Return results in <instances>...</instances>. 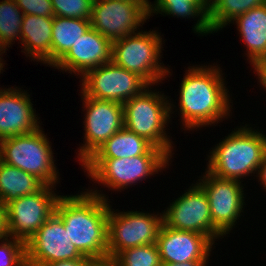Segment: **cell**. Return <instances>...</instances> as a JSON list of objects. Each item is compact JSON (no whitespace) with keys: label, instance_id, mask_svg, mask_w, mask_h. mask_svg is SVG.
Listing matches in <instances>:
<instances>
[{"label":"cell","instance_id":"cell-12","mask_svg":"<svg viewBox=\"0 0 266 266\" xmlns=\"http://www.w3.org/2000/svg\"><path fill=\"white\" fill-rule=\"evenodd\" d=\"M56 187L45 185L40 191L21 196L5 205L8 237L25 243L29 241L55 212L57 201L61 197Z\"/></svg>","mask_w":266,"mask_h":266},{"label":"cell","instance_id":"cell-31","mask_svg":"<svg viewBox=\"0 0 266 266\" xmlns=\"http://www.w3.org/2000/svg\"><path fill=\"white\" fill-rule=\"evenodd\" d=\"M253 74L258 78V85L261 86L264 90H266V58L259 61L253 68Z\"/></svg>","mask_w":266,"mask_h":266},{"label":"cell","instance_id":"cell-23","mask_svg":"<svg viewBox=\"0 0 266 266\" xmlns=\"http://www.w3.org/2000/svg\"><path fill=\"white\" fill-rule=\"evenodd\" d=\"M44 186L37 177L0 160V203L3 206L21 196L34 194Z\"/></svg>","mask_w":266,"mask_h":266},{"label":"cell","instance_id":"cell-38","mask_svg":"<svg viewBox=\"0 0 266 266\" xmlns=\"http://www.w3.org/2000/svg\"><path fill=\"white\" fill-rule=\"evenodd\" d=\"M131 1H150V0H131Z\"/></svg>","mask_w":266,"mask_h":266},{"label":"cell","instance_id":"cell-26","mask_svg":"<svg viewBox=\"0 0 266 266\" xmlns=\"http://www.w3.org/2000/svg\"><path fill=\"white\" fill-rule=\"evenodd\" d=\"M24 13L15 0H0V44L8 50L21 43V27Z\"/></svg>","mask_w":266,"mask_h":266},{"label":"cell","instance_id":"cell-28","mask_svg":"<svg viewBox=\"0 0 266 266\" xmlns=\"http://www.w3.org/2000/svg\"><path fill=\"white\" fill-rule=\"evenodd\" d=\"M54 16L90 20L94 0H51Z\"/></svg>","mask_w":266,"mask_h":266},{"label":"cell","instance_id":"cell-3","mask_svg":"<svg viewBox=\"0 0 266 266\" xmlns=\"http://www.w3.org/2000/svg\"><path fill=\"white\" fill-rule=\"evenodd\" d=\"M242 124L209 150L206 169L212 174L241 182L249 176L256 178L266 152V134L259 127Z\"/></svg>","mask_w":266,"mask_h":266},{"label":"cell","instance_id":"cell-8","mask_svg":"<svg viewBox=\"0 0 266 266\" xmlns=\"http://www.w3.org/2000/svg\"><path fill=\"white\" fill-rule=\"evenodd\" d=\"M119 211L110 204L108 214V257L115 258L125 249L156 243L163 224L161 212Z\"/></svg>","mask_w":266,"mask_h":266},{"label":"cell","instance_id":"cell-34","mask_svg":"<svg viewBox=\"0 0 266 266\" xmlns=\"http://www.w3.org/2000/svg\"><path fill=\"white\" fill-rule=\"evenodd\" d=\"M256 177H257L256 179H258V184H260V186L262 185L261 187H263L262 189H265L264 192L266 193V152L263 156V159L260 164Z\"/></svg>","mask_w":266,"mask_h":266},{"label":"cell","instance_id":"cell-9","mask_svg":"<svg viewBox=\"0 0 266 266\" xmlns=\"http://www.w3.org/2000/svg\"><path fill=\"white\" fill-rule=\"evenodd\" d=\"M198 178L196 183L204 190L209 201L213 227L226 238L244 214L247 205L244 192L246 185L239 180L218 177L206 168Z\"/></svg>","mask_w":266,"mask_h":266},{"label":"cell","instance_id":"cell-19","mask_svg":"<svg viewBox=\"0 0 266 266\" xmlns=\"http://www.w3.org/2000/svg\"><path fill=\"white\" fill-rule=\"evenodd\" d=\"M230 24L237 26V34L246 49L244 57L252 69L266 58V4L250 9Z\"/></svg>","mask_w":266,"mask_h":266},{"label":"cell","instance_id":"cell-24","mask_svg":"<svg viewBox=\"0 0 266 266\" xmlns=\"http://www.w3.org/2000/svg\"><path fill=\"white\" fill-rule=\"evenodd\" d=\"M91 27L90 20L54 16L51 38V68Z\"/></svg>","mask_w":266,"mask_h":266},{"label":"cell","instance_id":"cell-33","mask_svg":"<svg viewBox=\"0 0 266 266\" xmlns=\"http://www.w3.org/2000/svg\"><path fill=\"white\" fill-rule=\"evenodd\" d=\"M85 266H118L115 258L105 257L98 259H90Z\"/></svg>","mask_w":266,"mask_h":266},{"label":"cell","instance_id":"cell-6","mask_svg":"<svg viewBox=\"0 0 266 266\" xmlns=\"http://www.w3.org/2000/svg\"><path fill=\"white\" fill-rule=\"evenodd\" d=\"M162 36L158 30H141L113 41L112 61L157 87L172 76L171 65L165 66L161 62L165 46Z\"/></svg>","mask_w":266,"mask_h":266},{"label":"cell","instance_id":"cell-30","mask_svg":"<svg viewBox=\"0 0 266 266\" xmlns=\"http://www.w3.org/2000/svg\"><path fill=\"white\" fill-rule=\"evenodd\" d=\"M24 15L54 17L51 0H15Z\"/></svg>","mask_w":266,"mask_h":266},{"label":"cell","instance_id":"cell-1","mask_svg":"<svg viewBox=\"0 0 266 266\" xmlns=\"http://www.w3.org/2000/svg\"><path fill=\"white\" fill-rule=\"evenodd\" d=\"M207 64H193L186 68L178 89L177 106L176 101L169 96L171 122L173 115H176L174 112H178L181 129L189 131L188 133L202 130L204 127L217 126L228 120L234 109L225 72L223 73L222 68L215 62L213 65Z\"/></svg>","mask_w":266,"mask_h":266},{"label":"cell","instance_id":"cell-17","mask_svg":"<svg viewBox=\"0 0 266 266\" xmlns=\"http://www.w3.org/2000/svg\"><path fill=\"white\" fill-rule=\"evenodd\" d=\"M156 245L162 264L210 261L211 252L216 247L203 234L176 230L164 224H162L158 233Z\"/></svg>","mask_w":266,"mask_h":266},{"label":"cell","instance_id":"cell-14","mask_svg":"<svg viewBox=\"0 0 266 266\" xmlns=\"http://www.w3.org/2000/svg\"><path fill=\"white\" fill-rule=\"evenodd\" d=\"M191 184L162 211L163 224L203 234L217 245L215 241L224 237L213 227L207 195L196 182Z\"/></svg>","mask_w":266,"mask_h":266},{"label":"cell","instance_id":"cell-36","mask_svg":"<svg viewBox=\"0 0 266 266\" xmlns=\"http://www.w3.org/2000/svg\"><path fill=\"white\" fill-rule=\"evenodd\" d=\"M209 261H187L183 263L162 264V266H208Z\"/></svg>","mask_w":266,"mask_h":266},{"label":"cell","instance_id":"cell-32","mask_svg":"<svg viewBox=\"0 0 266 266\" xmlns=\"http://www.w3.org/2000/svg\"><path fill=\"white\" fill-rule=\"evenodd\" d=\"M89 260H90L89 258H78V259L57 261L53 263L43 264L40 266H85V264Z\"/></svg>","mask_w":266,"mask_h":266},{"label":"cell","instance_id":"cell-16","mask_svg":"<svg viewBox=\"0 0 266 266\" xmlns=\"http://www.w3.org/2000/svg\"><path fill=\"white\" fill-rule=\"evenodd\" d=\"M28 90L0 87V140L32 133L41 127Z\"/></svg>","mask_w":266,"mask_h":266},{"label":"cell","instance_id":"cell-2","mask_svg":"<svg viewBox=\"0 0 266 266\" xmlns=\"http://www.w3.org/2000/svg\"><path fill=\"white\" fill-rule=\"evenodd\" d=\"M99 189L95 185L84 192L79 190L74 195L63 194L55 207L71 243L89 259L108 257V214L111 199Z\"/></svg>","mask_w":266,"mask_h":266},{"label":"cell","instance_id":"cell-10","mask_svg":"<svg viewBox=\"0 0 266 266\" xmlns=\"http://www.w3.org/2000/svg\"><path fill=\"white\" fill-rule=\"evenodd\" d=\"M150 1L94 0L91 27L111 42L141 31L149 17Z\"/></svg>","mask_w":266,"mask_h":266},{"label":"cell","instance_id":"cell-22","mask_svg":"<svg viewBox=\"0 0 266 266\" xmlns=\"http://www.w3.org/2000/svg\"><path fill=\"white\" fill-rule=\"evenodd\" d=\"M153 145L123 127L103 143L88 159L131 158L145 155Z\"/></svg>","mask_w":266,"mask_h":266},{"label":"cell","instance_id":"cell-35","mask_svg":"<svg viewBox=\"0 0 266 266\" xmlns=\"http://www.w3.org/2000/svg\"><path fill=\"white\" fill-rule=\"evenodd\" d=\"M8 237L5 206L0 203V241Z\"/></svg>","mask_w":266,"mask_h":266},{"label":"cell","instance_id":"cell-21","mask_svg":"<svg viewBox=\"0 0 266 266\" xmlns=\"http://www.w3.org/2000/svg\"><path fill=\"white\" fill-rule=\"evenodd\" d=\"M210 6L211 0H154L149 5V17L161 14L185 20L192 18L196 21L192 27L193 33L207 36L212 34L208 23Z\"/></svg>","mask_w":266,"mask_h":266},{"label":"cell","instance_id":"cell-37","mask_svg":"<svg viewBox=\"0 0 266 266\" xmlns=\"http://www.w3.org/2000/svg\"><path fill=\"white\" fill-rule=\"evenodd\" d=\"M7 50L0 44V74H2L4 72V67H5V61L3 58V55L5 53V55H7L6 52Z\"/></svg>","mask_w":266,"mask_h":266},{"label":"cell","instance_id":"cell-27","mask_svg":"<svg viewBox=\"0 0 266 266\" xmlns=\"http://www.w3.org/2000/svg\"><path fill=\"white\" fill-rule=\"evenodd\" d=\"M115 260L118 266H162L156 243L125 249Z\"/></svg>","mask_w":266,"mask_h":266},{"label":"cell","instance_id":"cell-25","mask_svg":"<svg viewBox=\"0 0 266 266\" xmlns=\"http://www.w3.org/2000/svg\"><path fill=\"white\" fill-rule=\"evenodd\" d=\"M263 4H266V0H212L208 11L211 33L220 32L238 16Z\"/></svg>","mask_w":266,"mask_h":266},{"label":"cell","instance_id":"cell-5","mask_svg":"<svg viewBox=\"0 0 266 266\" xmlns=\"http://www.w3.org/2000/svg\"><path fill=\"white\" fill-rule=\"evenodd\" d=\"M153 86L150 85L141 94L123 104L124 127L163 150L173 159L176 146L171 140L172 135H168L171 134L168 132V125H172L169 96L157 91Z\"/></svg>","mask_w":266,"mask_h":266},{"label":"cell","instance_id":"cell-15","mask_svg":"<svg viewBox=\"0 0 266 266\" xmlns=\"http://www.w3.org/2000/svg\"><path fill=\"white\" fill-rule=\"evenodd\" d=\"M78 258L87 257L71 243L64 223L56 212L26 243V262L31 266Z\"/></svg>","mask_w":266,"mask_h":266},{"label":"cell","instance_id":"cell-13","mask_svg":"<svg viewBox=\"0 0 266 266\" xmlns=\"http://www.w3.org/2000/svg\"><path fill=\"white\" fill-rule=\"evenodd\" d=\"M79 83L85 96L124 104L141 94L150 84L136 73L130 72L113 61L89 70Z\"/></svg>","mask_w":266,"mask_h":266},{"label":"cell","instance_id":"cell-20","mask_svg":"<svg viewBox=\"0 0 266 266\" xmlns=\"http://www.w3.org/2000/svg\"><path fill=\"white\" fill-rule=\"evenodd\" d=\"M53 17L24 15L21 27L23 54L32 62L51 67V38Z\"/></svg>","mask_w":266,"mask_h":266},{"label":"cell","instance_id":"cell-4","mask_svg":"<svg viewBox=\"0 0 266 266\" xmlns=\"http://www.w3.org/2000/svg\"><path fill=\"white\" fill-rule=\"evenodd\" d=\"M172 162L163 150L153 146L145 155L119 159H87L81 167L94 182L92 187L96 183L98 187H106L109 191L122 192L151 179V176L161 174Z\"/></svg>","mask_w":266,"mask_h":266},{"label":"cell","instance_id":"cell-7","mask_svg":"<svg viewBox=\"0 0 266 266\" xmlns=\"http://www.w3.org/2000/svg\"><path fill=\"white\" fill-rule=\"evenodd\" d=\"M43 130L41 126L32 133L0 140V160L37 177L45 185L57 186L60 172L50 137Z\"/></svg>","mask_w":266,"mask_h":266},{"label":"cell","instance_id":"cell-11","mask_svg":"<svg viewBox=\"0 0 266 266\" xmlns=\"http://www.w3.org/2000/svg\"><path fill=\"white\" fill-rule=\"evenodd\" d=\"M79 93L83 102L84 136L75 158L82 165L103 143L124 127V116L123 104L87 97L81 91Z\"/></svg>","mask_w":266,"mask_h":266},{"label":"cell","instance_id":"cell-18","mask_svg":"<svg viewBox=\"0 0 266 266\" xmlns=\"http://www.w3.org/2000/svg\"><path fill=\"white\" fill-rule=\"evenodd\" d=\"M111 61L112 42L90 27L53 68L82 78L89 70Z\"/></svg>","mask_w":266,"mask_h":266},{"label":"cell","instance_id":"cell-29","mask_svg":"<svg viewBox=\"0 0 266 266\" xmlns=\"http://www.w3.org/2000/svg\"><path fill=\"white\" fill-rule=\"evenodd\" d=\"M26 243L12 237L0 241V266H25Z\"/></svg>","mask_w":266,"mask_h":266}]
</instances>
